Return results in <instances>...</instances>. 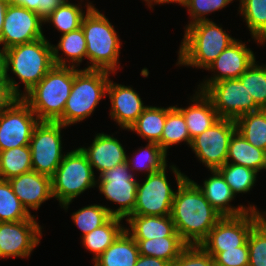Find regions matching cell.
Here are the masks:
<instances>
[{"label": "cell", "mask_w": 266, "mask_h": 266, "mask_svg": "<svg viewBox=\"0 0 266 266\" xmlns=\"http://www.w3.org/2000/svg\"><path fill=\"white\" fill-rule=\"evenodd\" d=\"M169 168L177 182L171 210L176 232L187 245H200L222 216L212 207L192 179L174 164Z\"/></svg>", "instance_id": "6da1fadb"}, {"label": "cell", "mask_w": 266, "mask_h": 266, "mask_svg": "<svg viewBox=\"0 0 266 266\" xmlns=\"http://www.w3.org/2000/svg\"><path fill=\"white\" fill-rule=\"evenodd\" d=\"M4 53L6 78L19 98H23L54 66L52 44L46 37L13 46ZM9 70L24 84V92L19 89L15 78L8 74Z\"/></svg>", "instance_id": "7a4b0ae2"}, {"label": "cell", "mask_w": 266, "mask_h": 266, "mask_svg": "<svg viewBox=\"0 0 266 266\" xmlns=\"http://www.w3.org/2000/svg\"><path fill=\"white\" fill-rule=\"evenodd\" d=\"M184 38L178 50L177 65L206 69L237 39L210 20L186 25Z\"/></svg>", "instance_id": "3957f363"}, {"label": "cell", "mask_w": 266, "mask_h": 266, "mask_svg": "<svg viewBox=\"0 0 266 266\" xmlns=\"http://www.w3.org/2000/svg\"><path fill=\"white\" fill-rule=\"evenodd\" d=\"M81 27L85 35L87 60H89L87 68L84 69L106 70L116 74L115 71L117 72L120 67L122 42L115 27L98 9L87 12Z\"/></svg>", "instance_id": "277c9868"}, {"label": "cell", "mask_w": 266, "mask_h": 266, "mask_svg": "<svg viewBox=\"0 0 266 266\" xmlns=\"http://www.w3.org/2000/svg\"><path fill=\"white\" fill-rule=\"evenodd\" d=\"M111 72L73 67V85L63 115L56 121L71 126L89 118L100 100L107 96Z\"/></svg>", "instance_id": "5b68a950"}, {"label": "cell", "mask_w": 266, "mask_h": 266, "mask_svg": "<svg viewBox=\"0 0 266 266\" xmlns=\"http://www.w3.org/2000/svg\"><path fill=\"white\" fill-rule=\"evenodd\" d=\"M73 85V67L54 65L23 99L39 121L56 122L62 115Z\"/></svg>", "instance_id": "8992f818"}, {"label": "cell", "mask_w": 266, "mask_h": 266, "mask_svg": "<svg viewBox=\"0 0 266 266\" xmlns=\"http://www.w3.org/2000/svg\"><path fill=\"white\" fill-rule=\"evenodd\" d=\"M51 178L53 197L65 210L81 193L97 186L94 170L79 147L64 155Z\"/></svg>", "instance_id": "52a82bcc"}, {"label": "cell", "mask_w": 266, "mask_h": 266, "mask_svg": "<svg viewBox=\"0 0 266 266\" xmlns=\"http://www.w3.org/2000/svg\"><path fill=\"white\" fill-rule=\"evenodd\" d=\"M97 179L100 193L108 201L119 205L117 209L106 207L112 217L125 220L132 215L136 203V193L139 181L128 166L122 163L101 173Z\"/></svg>", "instance_id": "ba28073f"}, {"label": "cell", "mask_w": 266, "mask_h": 266, "mask_svg": "<svg viewBox=\"0 0 266 266\" xmlns=\"http://www.w3.org/2000/svg\"><path fill=\"white\" fill-rule=\"evenodd\" d=\"M64 126L59 122L39 121L30 140L32 169L52 177L65 153L62 150L61 131Z\"/></svg>", "instance_id": "9c48e42d"}, {"label": "cell", "mask_w": 266, "mask_h": 266, "mask_svg": "<svg viewBox=\"0 0 266 266\" xmlns=\"http://www.w3.org/2000/svg\"><path fill=\"white\" fill-rule=\"evenodd\" d=\"M262 219L260 211L235 217H222L200 244L208 253H220L244 246L252 228Z\"/></svg>", "instance_id": "30bf717a"}, {"label": "cell", "mask_w": 266, "mask_h": 266, "mask_svg": "<svg viewBox=\"0 0 266 266\" xmlns=\"http://www.w3.org/2000/svg\"><path fill=\"white\" fill-rule=\"evenodd\" d=\"M203 93L211 100L220 118L236 120L261 108L239 79H224L209 85Z\"/></svg>", "instance_id": "8fae6325"}, {"label": "cell", "mask_w": 266, "mask_h": 266, "mask_svg": "<svg viewBox=\"0 0 266 266\" xmlns=\"http://www.w3.org/2000/svg\"><path fill=\"white\" fill-rule=\"evenodd\" d=\"M235 131V120L220 118L212 127L193 138L190 147L205 167L218 169L226 163L229 141Z\"/></svg>", "instance_id": "7c38bea8"}, {"label": "cell", "mask_w": 266, "mask_h": 266, "mask_svg": "<svg viewBox=\"0 0 266 266\" xmlns=\"http://www.w3.org/2000/svg\"><path fill=\"white\" fill-rule=\"evenodd\" d=\"M166 171L167 166L161 171L146 175L144 182L139 181L132 215H171L175 191L171 188Z\"/></svg>", "instance_id": "4fadbf2b"}, {"label": "cell", "mask_w": 266, "mask_h": 266, "mask_svg": "<svg viewBox=\"0 0 266 266\" xmlns=\"http://www.w3.org/2000/svg\"><path fill=\"white\" fill-rule=\"evenodd\" d=\"M38 123L29 104L23 98L17 99L0 113V151L29 145Z\"/></svg>", "instance_id": "5bb4252c"}, {"label": "cell", "mask_w": 266, "mask_h": 266, "mask_svg": "<svg viewBox=\"0 0 266 266\" xmlns=\"http://www.w3.org/2000/svg\"><path fill=\"white\" fill-rule=\"evenodd\" d=\"M41 229L36 219L0 222V259L28 258L40 243Z\"/></svg>", "instance_id": "9a60e30c"}, {"label": "cell", "mask_w": 266, "mask_h": 266, "mask_svg": "<svg viewBox=\"0 0 266 266\" xmlns=\"http://www.w3.org/2000/svg\"><path fill=\"white\" fill-rule=\"evenodd\" d=\"M42 24L44 20L34 11L8 5L0 39L1 49L7 50L45 37Z\"/></svg>", "instance_id": "2e32d148"}, {"label": "cell", "mask_w": 266, "mask_h": 266, "mask_svg": "<svg viewBox=\"0 0 266 266\" xmlns=\"http://www.w3.org/2000/svg\"><path fill=\"white\" fill-rule=\"evenodd\" d=\"M254 60V52L237 39L205 69L214 72L213 76L199 83L197 90L203 92L209 85L224 79H238Z\"/></svg>", "instance_id": "e0dca14e"}, {"label": "cell", "mask_w": 266, "mask_h": 266, "mask_svg": "<svg viewBox=\"0 0 266 266\" xmlns=\"http://www.w3.org/2000/svg\"><path fill=\"white\" fill-rule=\"evenodd\" d=\"M107 95L111 103L109 116L123 130H128L148 106L144 105L133 87L117 84L111 80L107 86Z\"/></svg>", "instance_id": "ac0fdd59"}, {"label": "cell", "mask_w": 266, "mask_h": 266, "mask_svg": "<svg viewBox=\"0 0 266 266\" xmlns=\"http://www.w3.org/2000/svg\"><path fill=\"white\" fill-rule=\"evenodd\" d=\"M14 194L22 205L30 212L39 210L42 203L54 198L52 193V178L31 170L8 180Z\"/></svg>", "instance_id": "d6986e66"}, {"label": "cell", "mask_w": 266, "mask_h": 266, "mask_svg": "<svg viewBox=\"0 0 266 266\" xmlns=\"http://www.w3.org/2000/svg\"><path fill=\"white\" fill-rule=\"evenodd\" d=\"M210 172L212 175L204 180L203 185H198L194 180L192 181L222 217L240 216L250 210L259 211V209L257 210V206L255 207V205L251 204L248 207L244 205L232 206L230 202L233 201L236 196L233 194L231 188L217 169L210 170Z\"/></svg>", "instance_id": "ffe728a7"}, {"label": "cell", "mask_w": 266, "mask_h": 266, "mask_svg": "<svg viewBox=\"0 0 266 266\" xmlns=\"http://www.w3.org/2000/svg\"><path fill=\"white\" fill-rule=\"evenodd\" d=\"M87 156L91 167L99 171V175L106 170L125 163L127 153L121 142L106 133H97L89 147H79Z\"/></svg>", "instance_id": "44dd1931"}, {"label": "cell", "mask_w": 266, "mask_h": 266, "mask_svg": "<svg viewBox=\"0 0 266 266\" xmlns=\"http://www.w3.org/2000/svg\"><path fill=\"white\" fill-rule=\"evenodd\" d=\"M192 97L190 100L193 104L191 103L190 106L186 108L175 106L185 118L191 139L202 134L220 119L211 100L203 92L196 90Z\"/></svg>", "instance_id": "7402d4cb"}, {"label": "cell", "mask_w": 266, "mask_h": 266, "mask_svg": "<svg viewBox=\"0 0 266 266\" xmlns=\"http://www.w3.org/2000/svg\"><path fill=\"white\" fill-rule=\"evenodd\" d=\"M125 221L129 224V227H125V230L134 240L181 237L176 232L171 215H130Z\"/></svg>", "instance_id": "603a6c76"}, {"label": "cell", "mask_w": 266, "mask_h": 266, "mask_svg": "<svg viewBox=\"0 0 266 266\" xmlns=\"http://www.w3.org/2000/svg\"><path fill=\"white\" fill-rule=\"evenodd\" d=\"M139 256L138 244L124 230L93 263L94 266H135Z\"/></svg>", "instance_id": "cb8c5ba5"}, {"label": "cell", "mask_w": 266, "mask_h": 266, "mask_svg": "<svg viewBox=\"0 0 266 266\" xmlns=\"http://www.w3.org/2000/svg\"><path fill=\"white\" fill-rule=\"evenodd\" d=\"M58 42L57 45L52 44L54 65L77 68L83 58H87L86 40L82 27L61 35ZM60 50L66 56L65 58L60 56Z\"/></svg>", "instance_id": "d4e9b609"}, {"label": "cell", "mask_w": 266, "mask_h": 266, "mask_svg": "<svg viewBox=\"0 0 266 266\" xmlns=\"http://www.w3.org/2000/svg\"><path fill=\"white\" fill-rule=\"evenodd\" d=\"M226 163L242 165L260 172L266 170V152L254 147L235 131L229 141Z\"/></svg>", "instance_id": "484cf974"}, {"label": "cell", "mask_w": 266, "mask_h": 266, "mask_svg": "<svg viewBox=\"0 0 266 266\" xmlns=\"http://www.w3.org/2000/svg\"><path fill=\"white\" fill-rule=\"evenodd\" d=\"M174 106L155 107L147 106L128 131L135 132L149 143H159L165 126L167 113Z\"/></svg>", "instance_id": "4316f807"}, {"label": "cell", "mask_w": 266, "mask_h": 266, "mask_svg": "<svg viewBox=\"0 0 266 266\" xmlns=\"http://www.w3.org/2000/svg\"><path fill=\"white\" fill-rule=\"evenodd\" d=\"M81 4H74L65 0L44 20V24H53L55 29L61 32V35L78 29L81 27L83 18L87 12L89 10H97L92 2H88L85 4V12Z\"/></svg>", "instance_id": "83f0119b"}, {"label": "cell", "mask_w": 266, "mask_h": 266, "mask_svg": "<svg viewBox=\"0 0 266 266\" xmlns=\"http://www.w3.org/2000/svg\"><path fill=\"white\" fill-rule=\"evenodd\" d=\"M118 217H111L101 227L85 234L82 239L83 247L94 254L93 261L97 259L125 230Z\"/></svg>", "instance_id": "f1b7e54d"}, {"label": "cell", "mask_w": 266, "mask_h": 266, "mask_svg": "<svg viewBox=\"0 0 266 266\" xmlns=\"http://www.w3.org/2000/svg\"><path fill=\"white\" fill-rule=\"evenodd\" d=\"M126 162L134 175L135 171L149 175L161 171L167 164V153L157 143H147L132 155H127Z\"/></svg>", "instance_id": "f546056e"}, {"label": "cell", "mask_w": 266, "mask_h": 266, "mask_svg": "<svg viewBox=\"0 0 266 266\" xmlns=\"http://www.w3.org/2000/svg\"><path fill=\"white\" fill-rule=\"evenodd\" d=\"M239 13L252 39L258 44H266V0H239Z\"/></svg>", "instance_id": "4dcf8cb0"}, {"label": "cell", "mask_w": 266, "mask_h": 266, "mask_svg": "<svg viewBox=\"0 0 266 266\" xmlns=\"http://www.w3.org/2000/svg\"><path fill=\"white\" fill-rule=\"evenodd\" d=\"M135 241L138 244L140 255L160 258L170 264L187 246L181 237H161Z\"/></svg>", "instance_id": "1f68e13d"}, {"label": "cell", "mask_w": 266, "mask_h": 266, "mask_svg": "<svg viewBox=\"0 0 266 266\" xmlns=\"http://www.w3.org/2000/svg\"><path fill=\"white\" fill-rule=\"evenodd\" d=\"M236 131L254 147L266 152V109L246 113L235 120Z\"/></svg>", "instance_id": "d6a6232c"}, {"label": "cell", "mask_w": 266, "mask_h": 266, "mask_svg": "<svg viewBox=\"0 0 266 266\" xmlns=\"http://www.w3.org/2000/svg\"><path fill=\"white\" fill-rule=\"evenodd\" d=\"M32 169L30 146L0 151V179L9 180Z\"/></svg>", "instance_id": "836d02e7"}, {"label": "cell", "mask_w": 266, "mask_h": 266, "mask_svg": "<svg viewBox=\"0 0 266 266\" xmlns=\"http://www.w3.org/2000/svg\"><path fill=\"white\" fill-rule=\"evenodd\" d=\"M186 142L188 147L192 143V139L188 133L187 125L183 114L174 106L166 116L165 126L161 140L158 145L168 153L171 146L181 142Z\"/></svg>", "instance_id": "e575fe53"}, {"label": "cell", "mask_w": 266, "mask_h": 266, "mask_svg": "<svg viewBox=\"0 0 266 266\" xmlns=\"http://www.w3.org/2000/svg\"><path fill=\"white\" fill-rule=\"evenodd\" d=\"M22 205L8 180L0 179V222H19L37 219Z\"/></svg>", "instance_id": "d590c367"}, {"label": "cell", "mask_w": 266, "mask_h": 266, "mask_svg": "<svg viewBox=\"0 0 266 266\" xmlns=\"http://www.w3.org/2000/svg\"><path fill=\"white\" fill-rule=\"evenodd\" d=\"M217 170L221 173L235 196L239 193L250 192L255 186L258 175V172L251 168L231 163H225Z\"/></svg>", "instance_id": "8d00e7d4"}, {"label": "cell", "mask_w": 266, "mask_h": 266, "mask_svg": "<svg viewBox=\"0 0 266 266\" xmlns=\"http://www.w3.org/2000/svg\"><path fill=\"white\" fill-rule=\"evenodd\" d=\"M238 79L252 95L255 103L261 109H266V64L258 65L254 60Z\"/></svg>", "instance_id": "74e56055"}, {"label": "cell", "mask_w": 266, "mask_h": 266, "mask_svg": "<svg viewBox=\"0 0 266 266\" xmlns=\"http://www.w3.org/2000/svg\"><path fill=\"white\" fill-rule=\"evenodd\" d=\"M112 216L106 206L91 204L73 212L71 218L80 231L82 237L105 224Z\"/></svg>", "instance_id": "f35d334b"}, {"label": "cell", "mask_w": 266, "mask_h": 266, "mask_svg": "<svg viewBox=\"0 0 266 266\" xmlns=\"http://www.w3.org/2000/svg\"><path fill=\"white\" fill-rule=\"evenodd\" d=\"M247 244L249 266H266V222L263 219L250 231Z\"/></svg>", "instance_id": "ab89813d"}, {"label": "cell", "mask_w": 266, "mask_h": 266, "mask_svg": "<svg viewBox=\"0 0 266 266\" xmlns=\"http://www.w3.org/2000/svg\"><path fill=\"white\" fill-rule=\"evenodd\" d=\"M171 266H216L213 257L201 245H187Z\"/></svg>", "instance_id": "60d3db41"}, {"label": "cell", "mask_w": 266, "mask_h": 266, "mask_svg": "<svg viewBox=\"0 0 266 266\" xmlns=\"http://www.w3.org/2000/svg\"><path fill=\"white\" fill-rule=\"evenodd\" d=\"M233 0H189L186 6L191 20L188 25L198 21L211 20L205 15L215 11H219L228 6Z\"/></svg>", "instance_id": "b9f144b4"}, {"label": "cell", "mask_w": 266, "mask_h": 266, "mask_svg": "<svg viewBox=\"0 0 266 266\" xmlns=\"http://www.w3.org/2000/svg\"><path fill=\"white\" fill-rule=\"evenodd\" d=\"M216 266H249L248 244L220 253H209Z\"/></svg>", "instance_id": "7bdbcfd3"}, {"label": "cell", "mask_w": 266, "mask_h": 266, "mask_svg": "<svg viewBox=\"0 0 266 266\" xmlns=\"http://www.w3.org/2000/svg\"><path fill=\"white\" fill-rule=\"evenodd\" d=\"M19 97L13 92L9 82H0V113L10 107Z\"/></svg>", "instance_id": "ee69618b"}, {"label": "cell", "mask_w": 266, "mask_h": 266, "mask_svg": "<svg viewBox=\"0 0 266 266\" xmlns=\"http://www.w3.org/2000/svg\"><path fill=\"white\" fill-rule=\"evenodd\" d=\"M65 0H38L39 16L45 20Z\"/></svg>", "instance_id": "f6af8a7d"}, {"label": "cell", "mask_w": 266, "mask_h": 266, "mask_svg": "<svg viewBox=\"0 0 266 266\" xmlns=\"http://www.w3.org/2000/svg\"><path fill=\"white\" fill-rule=\"evenodd\" d=\"M135 266H171V264L160 258L140 255Z\"/></svg>", "instance_id": "bcb514c9"}, {"label": "cell", "mask_w": 266, "mask_h": 266, "mask_svg": "<svg viewBox=\"0 0 266 266\" xmlns=\"http://www.w3.org/2000/svg\"><path fill=\"white\" fill-rule=\"evenodd\" d=\"M13 6L23 7L39 15L38 0H13Z\"/></svg>", "instance_id": "7dc6e473"}, {"label": "cell", "mask_w": 266, "mask_h": 266, "mask_svg": "<svg viewBox=\"0 0 266 266\" xmlns=\"http://www.w3.org/2000/svg\"><path fill=\"white\" fill-rule=\"evenodd\" d=\"M147 3L149 8H152L153 3L156 4H169V3H178L179 5L184 6V8L188 5L189 0H143Z\"/></svg>", "instance_id": "c3c4849f"}, {"label": "cell", "mask_w": 266, "mask_h": 266, "mask_svg": "<svg viewBox=\"0 0 266 266\" xmlns=\"http://www.w3.org/2000/svg\"><path fill=\"white\" fill-rule=\"evenodd\" d=\"M0 82H8L6 78V60L4 50L0 48Z\"/></svg>", "instance_id": "681fc988"}, {"label": "cell", "mask_w": 266, "mask_h": 266, "mask_svg": "<svg viewBox=\"0 0 266 266\" xmlns=\"http://www.w3.org/2000/svg\"><path fill=\"white\" fill-rule=\"evenodd\" d=\"M8 4L0 0V39L3 31L4 18L7 11Z\"/></svg>", "instance_id": "f907efd6"}, {"label": "cell", "mask_w": 266, "mask_h": 266, "mask_svg": "<svg viewBox=\"0 0 266 266\" xmlns=\"http://www.w3.org/2000/svg\"><path fill=\"white\" fill-rule=\"evenodd\" d=\"M262 215V219L266 222V211H260Z\"/></svg>", "instance_id": "816d5d0a"}, {"label": "cell", "mask_w": 266, "mask_h": 266, "mask_svg": "<svg viewBox=\"0 0 266 266\" xmlns=\"http://www.w3.org/2000/svg\"><path fill=\"white\" fill-rule=\"evenodd\" d=\"M1 1L6 2L8 5H11L13 3V0H1Z\"/></svg>", "instance_id": "f5cc1de1"}]
</instances>
